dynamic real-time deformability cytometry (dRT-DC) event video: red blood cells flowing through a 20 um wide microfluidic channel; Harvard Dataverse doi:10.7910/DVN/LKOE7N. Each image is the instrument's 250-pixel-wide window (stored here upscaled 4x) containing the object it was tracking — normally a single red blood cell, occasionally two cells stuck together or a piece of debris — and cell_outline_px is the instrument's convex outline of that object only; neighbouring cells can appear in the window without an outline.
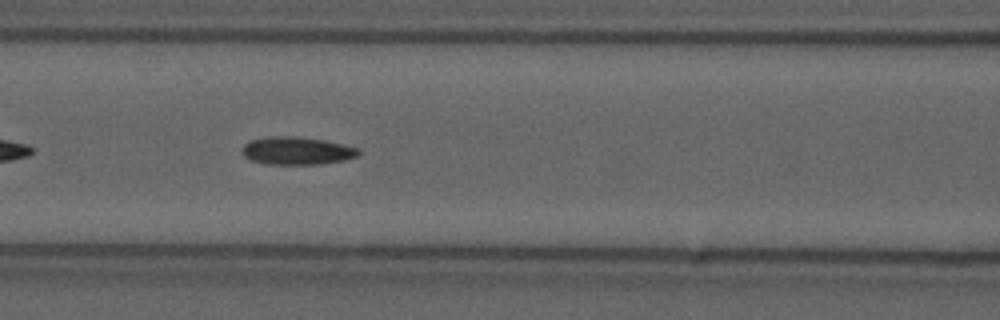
{"species": "common noctule bat (a hibernating species)", "species_latin": "Nyctalus noctula", "temperature_condition": "cold", "stored_images_in_passage": 31, "camera_frame_rate_fps": 3000, "um_per_image_px": 0.085, "animal": {"sex": "male", "forearm_length_mm": 52.5}, "frame": {"image": 1, "passage_image": 9, "time_ms": 2.667, "image_size_px": [1000, 320], "cell_outline_px": [[360, 152], [356, 156], [344, 160], [320, 164], [268, 164], [252, 160], [244, 156], [240, 152], [244, 144], [252, 140], [268, 136], [296, 136], [324, 140], [360, 148]], "centroid_in_image_um": [25.22, 12.81], "position_along_channel_um": 141.4, "area_um2": 18.84}, "authors_computed_cell_mechanics": {"area_um2": 17.918, "velocity_mm_per_s": 3.7058, "shape_relaxation_time_tau1_ms": null, "shape_relaxation_time_tau2_ms": 8.9941, "deformation_change_tau1": null, "deformation_change_tau2": 0.1909}}